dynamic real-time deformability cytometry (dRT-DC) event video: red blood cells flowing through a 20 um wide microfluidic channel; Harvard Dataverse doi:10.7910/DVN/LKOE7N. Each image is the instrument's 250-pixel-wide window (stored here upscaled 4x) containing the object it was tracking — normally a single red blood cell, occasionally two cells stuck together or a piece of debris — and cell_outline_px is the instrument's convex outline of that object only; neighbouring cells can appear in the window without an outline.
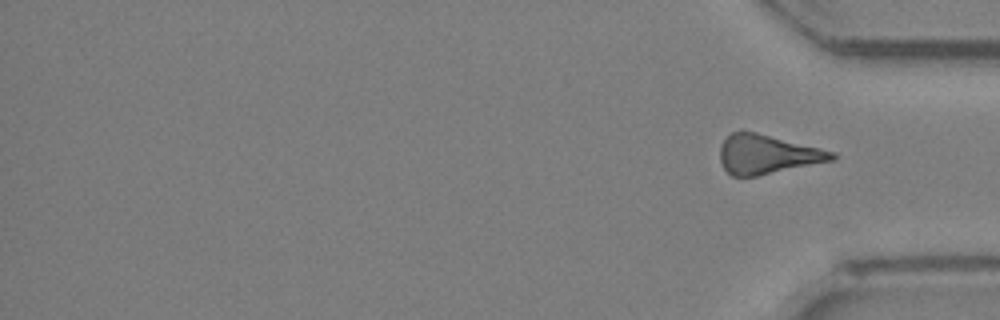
{"species": "Egyptian fruit bat (a non-hibernating species)", "species_latin": "Rousettus aegyptiacus", "temperature_condition": "room temperature", "stored_images_in_passage": 24, "segment_of_instrument_passage": [2, 2], "camera_frame_rate_fps": 3000, "um_per_image_px": 0.085, "animal": {"sex": "female"}, "frame": {"image": 1, "passage_image": 24, "time_ms": 7.667, "image_size_px": [1000, 320], "cell_outline_px": [[836, 160], [756, 176], [732, 176], [724, 168], [720, 160], [720, 144], [732, 132], [756, 132], [820, 148], [832, 152], [836, 156]], "centroid_in_image_um": [65.21, 13.13], "position_along_channel_um": 370.0, "area_um2": 25.26}}